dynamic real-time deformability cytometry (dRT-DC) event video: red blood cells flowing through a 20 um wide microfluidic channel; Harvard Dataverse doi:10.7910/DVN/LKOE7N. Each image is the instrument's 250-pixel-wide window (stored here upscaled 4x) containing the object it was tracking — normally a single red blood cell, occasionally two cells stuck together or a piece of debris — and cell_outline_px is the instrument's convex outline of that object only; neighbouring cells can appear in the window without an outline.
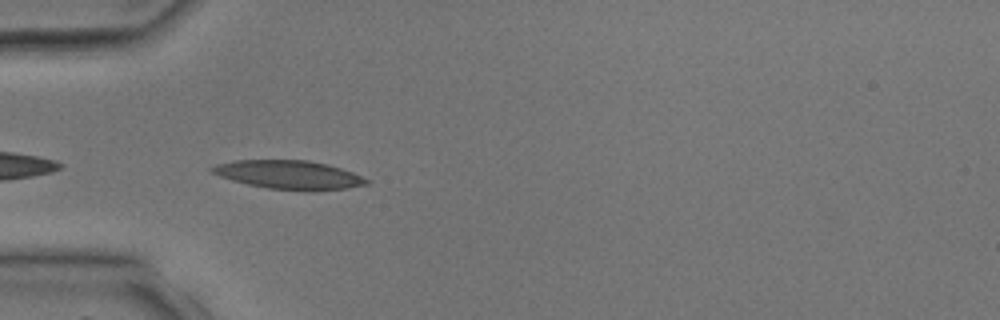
{"species": "common noctule bat (a hibernating species)", "species_latin": "Nyctalus noctula", "temperature_condition": "room temperature", "stored_images_in_passage": 5, "camera_frame_rate_fps": 3000, "um_per_image_px": 0.085, "animal": {"sex": "male", "body_mass_g": 17.9, "forearm_length_mm": 54.2}, "frame": {"image": 1, "passage_image": 4, "time_ms": 4.0, "image_size_px": [1000, 320], "cell_outline_px": [[368, 184], [348, 188], [268, 188], [248, 184], [232, 180], [220, 176], [212, 172], [208, 168], [216, 164], [236, 160], [308, 160], [328, 164], [352, 172], [368, 180]], "centroid_in_image_um": [24.49, 14.81], "position_along_channel_um": 60.5, "area_um2": 24.74}}